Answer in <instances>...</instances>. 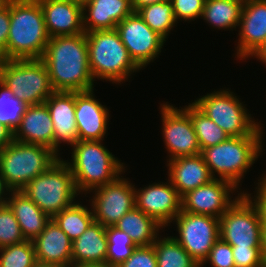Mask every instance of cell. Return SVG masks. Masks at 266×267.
<instances>
[{"label":"cell","mask_w":266,"mask_h":267,"mask_svg":"<svg viewBox=\"0 0 266 267\" xmlns=\"http://www.w3.org/2000/svg\"><path fill=\"white\" fill-rule=\"evenodd\" d=\"M13 139L27 144H39L54 151V130L50 112L45 103L28 105Z\"/></svg>","instance_id":"obj_22"},{"label":"cell","mask_w":266,"mask_h":267,"mask_svg":"<svg viewBox=\"0 0 266 267\" xmlns=\"http://www.w3.org/2000/svg\"><path fill=\"white\" fill-rule=\"evenodd\" d=\"M10 28V1L8 6L0 11V60L6 59V45Z\"/></svg>","instance_id":"obj_42"},{"label":"cell","mask_w":266,"mask_h":267,"mask_svg":"<svg viewBox=\"0 0 266 267\" xmlns=\"http://www.w3.org/2000/svg\"><path fill=\"white\" fill-rule=\"evenodd\" d=\"M237 188L229 181L215 178L181 197V211L220 218L242 194L233 200L230 196Z\"/></svg>","instance_id":"obj_15"},{"label":"cell","mask_w":266,"mask_h":267,"mask_svg":"<svg viewBox=\"0 0 266 267\" xmlns=\"http://www.w3.org/2000/svg\"><path fill=\"white\" fill-rule=\"evenodd\" d=\"M116 30L130 57L141 69L158 57L166 42L137 12L124 18L116 25Z\"/></svg>","instance_id":"obj_14"},{"label":"cell","mask_w":266,"mask_h":267,"mask_svg":"<svg viewBox=\"0 0 266 267\" xmlns=\"http://www.w3.org/2000/svg\"><path fill=\"white\" fill-rule=\"evenodd\" d=\"M72 1H76V2H79L81 4L85 3L87 0H72Z\"/></svg>","instance_id":"obj_52"},{"label":"cell","mask_w":266,"mask_h":267,"mask_svg":"<svg viewBox=\"0 0 266 267\" xmlns=\"http://www.w3.org/2000/svg\"><path fill=\"white\" fill-rule=\"evenodd\" d=\"M133 10L137 12L140 8L151 5L154 3L162 2V1H167V0H130Z\"/></svg>","instance_id":"obj_44"},{"label":"cell","mask_w":266,"mask_h":267,"mask_svg":"<svg viewBox=\"0 0 266 267\" xmlns=\"http://www.w3.org/2000/svg\"><path fill=\"white\" fill-rule=\"evenodd\" d=\"M261 253L264 261H266V227H262L261 230Z\"/></svg>","instance_id":"obj_45"},{"label":"cell","mask_w":266,"mask_h":267,"mask_svg":"<svg viewBox=\"0 0 266 267\" xmlns=\"http://www.w3.org/2000/svg\"><path fill=\"white\" fill-rule=\"evenodd\" d=\"M105 233L108 243L105 264L119 267L132 255L137 246L127 233L115 226L105 227Z\"/></svg>","instance_id":"obj_33"},{"label":"cell","mask_w":266,"mask_h":267,"mask_svg":"<svg viewBox=\"0 0 266 267\" xmlns=\"http://www.w3.org/2000/svg\"><path fill=\"white\" fill-rule=\"evenodd\" d=\"M70 267H112L108 264H72Z\"/></svg>","instance_id":"obj_48"},{"label":"cell","mask_w":266,"mask_h":267,"mask_svg":"<svg viewBox=\"0 0 266 267\" xmlns=\"http://www.w3.org/2000/svg\"><path fill=\"white\" fill-rule=\"evenodd\" d=\"M161 104L162 133L165 148L169 154V161L201 153L197 135L189 114L173 105Z\"/></svg>","instance_id":"obj_13"},{"label":"cell","mask_w":266,"mask_h":267,"mask_svg":"<svg viewBox=\"0 0 266 267\" xmlns=\"http://www.w3.org/2000/svg\"><path fill=\"white\" fill-rule=\"evenodd\" d=\"M53 122L54 151L58 154L60 144L71 147L79 141L75 119V92H54L44 102Z\"/></svg>","instance_id":"obj_20"},{"label":"cell","mask_w":266,"mask_h":267,"mask_svg":"<svg viewBox=\"0 0 266 267\" xmlns=\"http://www.w3.org/2000/svg\"><path fill=\"white\" fill-rule=\"evenodd\" d=\"M33 267H64V266L58 264L42 263L37 261Z\"/></svg>","instance_id":"obj_49"},{"label":"cell","mask_w":266,"mask_h":267,"mask_svg":"<svg viewBox=\"0 0 266 267\" xmlns=\"http://www.w3.org/2000/svg\"><path fill=\"white\" fill-rule=\"evenodd\" d=\"M72 149L71 163L67 161L66 164L79 193H88L106 185L126 170L125 165L103 146L101 140L78 141Z\"/></svg>","instance_id":"obj_3"},{"label":"cell","mask_w":266,"mask_h":267,"mask_svg":"<svg viewBox=\"0 0 266 267\" xmlns=\"http://www.w3.org/2000/svg\"><path fill=\"white\" fill-rule=\"evenodd\" d=\"M228 89L214 91L192 102L228 137L262 136V126L251 118L243 102Z\"/></svg>","instance_id":"obj_9"},{"label":"cell","mask_w":266,"mask_h":267,"mask_svg":"<svg viewBox=\"0 0 266 267\" xmlns=\"http://www.w3.org/2000/svg\"><path fill=\"white\" fill-rule=\"evenodd\" d=\"M0 81L27 105H39L55 92L42 59L0 60Z\"/></svg>","instance_id":"obj_8"},{"label":"cell","mask_w":266,"mask_h":267,"mask_svg":"<svg viewBox=\"0 0 266 267\" xmlns=\"http://www.w3.org/2000/svg\"><path fill=\"white\" fill-rule=\"evenodd\" d=\"M86 40L94 80L119 84L141 69L130 57L116 29L87 32Z\"/></svg>","instance_id":"obj_4"},{"label":"cell","mask_w":266,"mask_h":267,"mask_svg":"<svg viewBox=\"0 0 266 267\" xmlns=\"http://www.w3.org/2000/svg\"><path fill=\"white\" fill-rule=\"evenodd\" d=\"M208 261L212 267H235L232 246L219 238L200 267L209 263Z\"/></svg>","instance_id":"obj_37"},{"label":"cell","mask_w":266,"mask_h":267,"mask_svg":"<svg viewBox=\"0 0 266 267\" xmlns=\"http://www.w3.org/2000/svg\"><path fill=\"white\" fill-rule=\"evenodd\" d=\"M176 22L190 21L202 16L205 0H171Z\"/></svg>","instance_id":"obj_38"},{"label":"cell","mask_w":266,"mask_h":267,"mask_svg":"<svg viewBox=\"0 0 266 267\" xmlns=\"http://www.w3.org/2000/svg\"><path fill=\"white\" fill-rule=\"evenodd\" d=\"M153 245L157 267H200L173 236L157 237Z\"/></svg>","instance_id":"obj_30"},{"label":"cell","mask_w":266,"mask_h":267,"mask_svg":"<svg viewBox=\"0 0 266 267\" xmlns=\"http://www.w3.org/2000/svg\"><path fill=\"white\" fill-rule=\"evenodd\" d=\"M114 226L127 233L136 246L153 245L159 230L164 228L154 218L136 207L126 213Z\"/></svg>","instance_id":"obj_27"},{"label":"cell","mask_w":266,"mask_h":267,"mask_svg":"<svg viewBox=\"0 0 266 267\" xmlns=\"http://www.w3.org/2000/svg\"><path fill=\"white\" fill-rule=\"evenodd\" d=\"M254 57L258 58V60L262 61L266 65V42L260 48V50L254 55Z\"/></svg>","instance_id":"obj_47"},{"label":"cell","mask_w":266,"mask_h":267,"mask_svg":"<svg viewBox=\"0 0 266 267\" xmlns=\"http://www.w3.org/2000/svg\"><path fill=\"white\" fill-rule=\"evenodd\" d=\"M179 237L175 240L201 265L219 237V219L181 211L174 220Z\"/></svg>","instance_id":"obj_11"},{"label":"cell","mask_w":266,"mask_h":267,"mask_svg":"<svg viewBox=\"0 0 266 267\" xmlns=\"http://www.w3.org/2000/svg\"><path fill=\"white\" fill-rule=\"evenodd\" d=\"M238 59L253 57L266 42V0H249L239 22Z\"/></svg>","instance_id":"obj_17"},{"label":"cell","mask_w":266,"mask_h":267,"mask_svg":"<svg viewBox=\"0 0 266 267\" xmlns=\"http://www.w3.org/2000/svg\"><path fill=\"white\" fill-rule=\"evenodd\" d=\"M119 267H157L154 245L137 246L132 255Z\"/></svg>","instance_id":"obj_40"},{"label":"cell","mask_w":266,"mask_h":267,"mask_svg":"<svg viewBox=\"0 0 266 267\" xmlns=\"http://www.w3.org/2000/svg\"><path fill=\"white\" fill-rule=\"evenodd\" d=\"M135 185L118 176L114 181L96 187L91 202L94 221L102 226H114L136 207Z\"/></svg>","instance_id":"obj_12"},{"label":"cell","mask_w":266,"mask_h":267,"mask_svg":"<svg viewBox=\"0 0 266 267\" xmlns=\"http://www.w3.org/2000/svg\"><path fill=\"white\" fill-rule=\"evenodd\" d=\"M107 246L105 227L93 221L72 242V264H105Z\"/></svg>","instance_id":"obj_26"},{"label":"cell","mask_w":266,"mask_h":267,"mask_svg":"<svg viewBox=\"0 0 266 267\" xmlns=\"http://www.w3.org/2000/svg\"><path fill=\"white\" fill-rule=\"evenodd\" d=\"M167 162L168 178L181 197L214 179L201 153Z\"/></svg>","instance_id":"obj_23"},{"label":"cell","mask_w":266,"mask_h":267,"mask_svg":"<svg viewBox=\"0 0 266 267\" xmlns=\"http://www.w3.org/2000/svg\"><path fill=\"white\" fill-rule=\"evenodd\" d=\"M13 132L0 123V151L13 141Z\"/></svg>","instance_id":"obj_43"},{"label":"cell","mask_w":266,"mask_h":267,"mask_svg":"<svg viewBox=\"0 0 266 267\" xmlns=\"http://www.w3.org/2000/svg\"><path fill=\"white\" fill-rule=\"evenodd\" d=\"M190 116L201 151L225 141L228 135L193 103L183 108Z\"/></svg>","instance_id":"obj_31"},{"label":"cell","mask_w":266,"mask_h":267,"mask_svg":"<svg viewBox=\"0 0 266 267\" xmlns=\"http://www.w3.org/2000/svg\"><path fill=\"white\" fill-rule=\"evenodd\" d=\"M137 13L153 31L165 40L176 24L171 0L144 6Z\"/></svg>","instance_id":"obj_32"},{"label":"cell","mask_w":266,"mask_h":267,"mask_svg":"<svg viewBox=\"0 0 266 267\" xmlns=\"http://www.w3.org/2000/svg\"><path fill=\"white\" fill-rule=\"evenodd\" d=\"M25 241L19 223L7 204L0 206V248Z\"/></svg>","instance_id":"obj_36"},{"label":"cell","mask_w":266,"mask_h":267,"mask_svg":"<svg viewBox=\"0 0 266 267\" xmlns=\"http://www.w3.org/2000/svg\"><path fill=\"white\" fill-rule=\"evenodd\" d=\"M0 253V267H33L37 262L31 240L2 247Z\"/></svg>","instance_id":"obj_35"},{"label":"cell","mask_w":266,"mask_h":267,"mask_svg":"<svg viewBox=\"0 0 266 267\" xmlns=\"http://www.w3.org/2000/svg\"><path fill=\"white\" fill-rule=\"evenodd\" d=\"M60 159L52 149L13 140L0 151V175L8 191H21Z\"/></svg>","instance_id":"obj_5"},{"label":"cell","mask_w":266,"mask_h":267,"mask_svg":"<svg viewBox=\"0 0 266 267\" xmlns=\"http://www.w3.org/2000/svg\"><path fill=\"white\" fill-rule=\"evenodd\" d=\"M262 136L229 137L201 154L212 177L231 182L236 188L262 153Z\"/></svg>","instance_id":"obj_6"},{"label":"cell","mask_w":266,"mask_h":267,"mask_svg":"<svg viewBox=\"0 0 266 267\" xmlns=\"http://www.w3.org/2000/svg\"><path fill=\"white\" fill-rule=\"evenodd\" d=\"M5 192H8L9 193V191L6 188V186L4 185L3 180H2V177L0 175V206L6 204L7 197L4 198V195H7L8 193L5 194Z\"/></svg>","instance_id":"obj_46"},{"label":"cell","mask_w":266,"mask_h":267,"mask_svg":"<svg viewBox=\"0 0 266 267\" xmlns=\"http://www.w3.org/2000/svg\"><path fill=\"white\" fill-rule=\"evenodd\" d=\"M66 161L59 159L21 190L50 218L73 205L80 194Z\"/></svg>","instance_id":"obj_7"},{"label":"cell","mask_w":266,"mask_h":267,"mask_svg":"<svg viewBox=\"0 0 266 267\" xmlns=\"http://www.w3.org/2000/svg\"><path fill=\"white\" fill-rule=\"evenodd\" d=\"M52 219L72 241L77 239L94 221L92 209L89 210L85 205L76 202L54 215Z\"/></svg>","instance_id":"obj_29"},{"label":"cell","mask_w":266,"mask_h":267,"mask_svg":"<svg viewBox=\"0 0 266 267\" xmlns=\"http://www.w3.org/2000/svg\"><path fill=\"white\" fill-rule=\"evenodd\" d=\"M50 36H74L85 33L82 4L72 0H38Z\"/></svg>","instance_id":"obj_19"},{"label":"cell","mask_w":266,"mask_h":267,"mask_svg":"<svg viewBox=\"0 0 266 267\" xmlns=\"http://www.w3.org/2000/svg\"><path fill=\"white\" fill-rule=\"evenodd\" d=\"M84 32L116 29L133 10L130 0H87L82 4ZM88 12V14H87Z\"/></svg>","instance_id":"obj_21"},{"label":"cell","mask_w":266,"mask_h":267,"mask_svg":"<svg viewBox=\"0 0 266 267\" xmlns=\"http://www.w3.org/2000/svg\"><path fill=\"white\" fill-rule=\"evenodd\" d=\"M256 187V196L251 197V194L242 192L256 208L262 227H266V174L258 180ZM254 201V202H253Z\"/></svg>","instance_id":"obj_41"},{"label":"cell","mask_w":266,"mask_h":267,"mask_svg":"<svg viewBox=\"0 0 266 267\" xmlns=\"http://www.w3.org/2000/svg\"><path fill=\"white\" fill-rule=\"evenodd\" d=\"M72 242L51 218L41 234L33 240L37 261L70 267Z\"/></svg>","instance_id":"obj_24"},{"label":"cell","mask_w":266,"mask_h":267,"mask_svg":"<svg viewBox=\"0 0 266 267\" xmlns=\"http://www.w3.org/2000/svg\"><path fill=\"white\" fill-rule=\"evenodd\" d=\"M230 1H234V2L240 3L241 5L244 6L249 0H230Z\"/></svg>","instance_id":"obj_51"},{"label":"cell","mask_w":266,"mask_h":267,"mask_svg":"<svg viewBox=\"0 0 266 267\" xmlns=\"http://www.w3.org/2000/svg\"><path fill=\"white\" fill-rule=\"evenodd\" d=\"M242 7L240 3L230 0H205L201 18L221 30L235 29L239 26Z\"/></svg>","instance_id":"obj_28"},{"label":"cell","mask_w":266,"mask_h":267,"mask_svg":"<svg viewBox=\"0 0 266 267\" xmlns=\"http://www.w3.org/2000/svg\"><path fill=\"white\" fill-rule=\"evenodd\" d=\"M6 204L13 211L25 240L33 241L51 219L23 191H9Z\"/></svg>","instance_id":"obj_25"},{"label":"cell","mask_w":266,"mask_h":267,"mask_svg":"<svg viewBox=\"0 0 266 267\" xmlns=\"http://www.w3.org/2000/svg\"><path fill=\"white\" fill-rule=\"evenodd\" d=\"M93 89L75 92V119L79 141H103L109 110L94 97Z\"/></svg>","instance_id":"obj_18"},{"label":"cell","mask_w":266,"mask_h":267,"mask_svg":"<svg viewBox=\"0 0 266 267\" xmlns=\"http://www.w3.org/2000/svg\"><path fill=\"white\" fill-rule=\"evenodd\" d=\"M235 267H265L261 248L232 247Z\"/></svg>","instance_id":"obj_39"},{"label":"cell","mask_w":266,"mask_h":267,"mask_svg":"<svg viewBox=\"0 0 266 267\" xmlns=\"http://www.w3.org/2000/svg\"><path fill=\"white\" fill-rule=\"evenodd\" d=\"M261 230L258 212L243 193L219 218V237L232 247L261 248Z\"/></svg>","instance_id":"obj_10"},{"label":"cell","mask_w":266,"mask_h":267,"mask_svg":"<svg viewBox=\"0 0 266 267\" xmlns=\"http://www.w3.org/2000/svg\"><path fill=\"white\" fill-rule=\"evenodd\" d=\"M0 88V123L14 132L28 105L13 96L12 91L1 81Z\"/></svg>","instance_id":"obj_34"},{"label":"cell","mask_w":266,"mask_h":267,"mask_svg":"<svg viewBox=\"0 0 266 267\" xmlns=\"http://www.w3.org/2000/svg\"><path fill=\"white\" fill-rule=\"evenodd\" d=\"M42 60L55 92H81L94 88L86 33L50 38Z\"/></svg>","instance_id":"obj_1"},{"label":"cell","mask_w":266,"mask_h":267,"mask_svg":"<svg viewBox=\"0 0 266 267\" xmlns=\"http://www.w3.org/2000/svg\"><path fill=\"white\" fill-rule=\"evenodd\" d=\"M136 208L166 227L181 212V196L170 180L144 188L135 187Z\"/></svg>","instance_id":"obj_16"},{"label":"cell","mask_w":266,"mask_h":267,"mask_svg":"<svg viewBox=\"0 0 266 267\" xmlns=\"http://www.w3.org/2000/svg\"><path fill=\"white\" fill-rule=\"evenodd\" d=\"M10 0H0V11L5 9L8 6Z\"/></svg>","instance_id":"obj_50"},{"label":"cell","mask_w":266,"mask_h":267,"mask_svg":"<svg viewBox=\"0 0 266 267\" xmlns=\"http://www.w3.org/2000/svg\"><path fill=\"white\" fill-rule=\"evenodd\" d=\"M50 36L38 0H10L6 60L42 59Z\"/></svg>","instance_id":"obj_2"}]
</instances>
